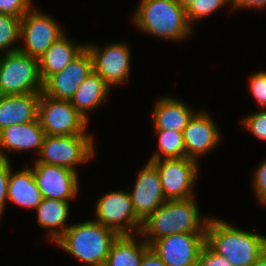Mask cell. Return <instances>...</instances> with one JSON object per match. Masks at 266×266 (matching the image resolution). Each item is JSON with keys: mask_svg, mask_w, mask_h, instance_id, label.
I'll return each instance as SVG.
<instances>
[{"mask_svg": "<svg viewBox=\"0 0 266 266\" xmlns=\"http://www.w3.org/2000/svg\"><path fill=\"white\" fill-rule=\"evenodd\" d=\"M194 197L167 200L144 221L140 235L151 244L154 240L179 233H205L209 218L199 216Z\"/></svg>", "mask_w": 266, "mask_h": 266, "instance_id": "obj_1", "label": "cell"}, {"mask_svg": "<svg viewBox=\"0 0 266 266\" xmlns=\"http://www.w3.org/2000/svg\"><path fill=\"white\" fill-rule=\"evenodd\" d=\"M205 243L233 266H251L266 250V237L238 229L227 222L209 218Z\"/></svg>", "mask_w": 266, "mask_h": 266, "instance_id": "obj_2", "label": "cell"}, {"mask_svg": "<svg viewBox=\"0 0 266 266\" xmlns=\"http://www.w3.org/2000/svg\"><path fill=\"white\" fill-rule=\"evenodd\" d=\"M132 20L142 32L169 40H182L191 33L186 9L177 0H140Z\"/></svg>", "mask_w": 266, "mask_h": 266, "instance_id": "obj_3", "label": "cell"}, {"mask_svg": "<svg viewBox=\"0 0 266 266\" xmlns=\"http://www.w3.org/2000/svg\"><path fill=\"white\" fill-rule=\"evenodd\" d=\"M118 236L114 230L89 220L70 225L56 243L88 266H104Z\"/></svg>", "mask_w": 266, "mask_h": 266, "instance_id": "obj_4", "label": "cell"}, {"mask_svg": "<svg viewBox=\"0 0 266 266\" xmlns=\"http://www.w3.org/2000/svg\"><path fill=\"white\" fill-rule=\"evenodd\" d=\"M42 89L38 58L19 50L0 55V95L37 94Z\"/></svg>", "mask_w": 266, "mask_h": 266, "instance_id": "obj_5", "label": "cell"}, {"mask_svg": "<svg viewBox=\"0 0 266 266\" xmlns=\"http://www.w3.org/2000/svg\"><path fill=\"white\" fill-rule=\"evenodd\" d=\"M91 134L65 136L45 135L35 163L57 165L76 171V165L83 164L94 156V142Z\"/></svg>", "mask_w": 266, "mask_h": 266, "instance_id": "obj_6", "label": "cell"}, {"mask_svg": "<svg viewBox=\"0 0 266 266\" xmlns=\"http://www.w3.org/2000/svg\"><path fill=\"white\" fill-rule=\"evenodd\" d=\"M45 135L86 134L88 121L73 107L69 100L56 99L41 92L38 115Z\"/></svg>", "mask_w": 266, "mask_h": 266, "instance_id": "obj_7", "label": "cell"}, {"mask_svg": "<svg viewBox=\"0 0 266 266\" xmlns=\"http://www.w3.org/2000/svg\"><path fill=\"white\" fill-rule=\"evenodd\" d=\"M95 221L118 235H139L142 221L136 216L129 192L113 191L100 197L96 204Z\"/></svg>", "mask_w": 266, "mask_h": 266, "instance_id": "obj_8", "label": "cell"}, {"mask_svg": "<svg viewBox=\"0 0 266 266\" xmlns=\"http://www.w3.org/2000/svg\"><path fill=\"white\" fill-rule=\"evenodd\" d=\"M63 35L62 28L53 18L31 8L21 18L20 39L24 40L25 46H19L18 50L40 59L48 48Z\"/></svg>", "mask_w": 266, "mask_h": 266, "instance_id": "obj_9", "label": "cell"}, {"mask_svg": "<svg viewBox=\"0 0 266 266\" xmlns=\"http://www.w3.org/2000/svg\"><path fill=\"white\" fill-rule=\"evenodd\" d=\"M149 161L157 168L166 200L194 197L192 188L198 173L196 160L184 157Z\"/></svg>", "mask_w": 266, "mask_h": 266, "instance_id": "obj_10", "label": "cell"}, {"mask_svg": "<svg viewBox=\"0 0 266 266\" xmlns=\"http://www.w3.org/2000/svg\"><path fill=\"white\" fill-rule=\"evenodd\" d=\"M205 233H179L154 240L150 249L166 266H197Z\"/></svg>", "mask_w": 266, "mask_h": 266, "instance_id": "obj_11", "label": "cell"}, {"mask_svg": "<svg viewBox=\"0 0 266 266\" xmlns=\"http://www.w3.org/2000/svg\"><path fill=\"white\" fill-rule=\"evenodd\" d=\"M93 60V69L110 87L128 81L130 49L125 43H113L101 50L94 44L86 45Z\"/></svg>", "mask_w": 266, "mask_h": 266, "instance_id": "obj_12", "label": "cell"}, {"mask_svg": "<svg viewBox=\"0 0 266 266\" xmlns=\"http://www.w3.org/2000/svg\"><path fill=\"white\" fill-rule=\"evenodd\" d=\"M93 71L92 56L85 48L65 69L43 81L42 93L56 99L70 100Z\"/></svg>", "mask_w": 266, "mask_h": 266, "instance_id": "obj_13", "label": "cell"}, {"mask_svg": "<svg viewBox=\"0 0 266 266\" xmlns=\"http://www.w3.org/2000/svg\"><path fill=\"white\" fill-rule=\"evenodd\" d=\"M32 173L43 198L68 201L77 196V171L57 165L35 163Z\"/></svg>", "mask_w": 266, "mask_h": 266, "instance_id": "obj_14", "label": "cell"}, {"mask_svg": "<svg viewBox=\"0 0 266 266\" xmlns=\"http://www.w3.org/2000/svg\"><path fill=\"white\" fill-rule=\"evenodd\" d=\"M129 195L135 214L141 221L167 201L157 168L150 161L139 171L134 190Z\"/></svg>", "mask_w": 266, "mask_h": 266, "instance_id": "obj_15", "label": "cell"}, {"mask_svg": "<svg viewBox=\"0 0 266 266\" xmlns=\"http://www.w3.org/2000/svg\"><path fill=\"white\" fill-rule=\"evenodd\" d=\"M213 120L206 112L193 115L183 130V141L186 157L197 161L219 143L220 133Z\"/></svg>", "mask_w": 266, "mask_h": 266, "instance_id": "obj_16", "label": "cell"}, {"mask_svg": "<svg viewBox=\"0 0 266 266\" xmlns=\"http://www.w3.org/2000/svg\"><path fill=\"white\" fill-rule=\"evenodd\" d=\"M44 137L45 132L38 118L25 124L5 127L0 131V159L9 160L2 149L17 152L35 148L39 154Z\"/></svg>", "mask_w": 266, "mask_h": 266, "instance_id": "obj_17", "label": "cell"}, {"mask_svg": "<svg viewBox=\"0 0 266 266\" xmlns=\"http://www.w3.org/2000/svg\"><path fill=\"white\" fill-rule=\"evenodd\" d=\"M41 93L0 95V131L37 119Z\"/></svg>", "mask_w": 266, "mask_h": 266, "instance_id": "obj_18", "label": "cell"}, {"mask_svg": "<svg viewBox=\"0 0 266 266\" xmlns=\"http://www.w3.org/2000/svg\"><path fill=\"white\" fill-rule=\"evenodd\" d=\"M194 114L181 100L172 97L161 98L153 111L154 128L183 132Z\"/></svg>", "mask_w": 266, "mask_h": 266, "instance_id": "obj_19", "label": "cell"}, {"mask_svg": "<svg viewBox=\"0 0 266 266\" xmlns=\"http://www.w3.org/2000/svg\"><path fill=\"white\" fill-rule=\"evenodd\" d=\"M85 48V44L71 43L64 34L39 59L42 80L65 69Z\"/></svg>", "mask_w": 266, "mask_h": 266, "instance_id": "obj_20", "label": "cell"}, {"mask_svg": "<svg viewBox=\"0 0 266 266\" xmlns=\"http://www.w3.org/2000/svg\"><path fill=\"white\" fill-rule=\"evenodd\" d=\"M8 183V200L22 207L36 209L42 202V194L36 185L32 168L11 173Z\"/></svg>", "mask_w": 266, "mask_h": 266, "instance_id": "obj_21", "label": "cell"}, {"mask_svg": "<svg viewBox=\"0 0 266 266\" xmlns=\"http://www.w3.org/2000/svg\"><path fill=\"white\" fill-rule=\"evenodd\" d=\"M110 86L93 71L69 100L73 107L88 121L87 111L105 101Z\"/></svg>", "mask_w": 266, "mask_h": 266, "instance_id": "obj_22", "label": "cell"}, {"mask_svg": "<svg viewBox=\"0 0 266 266\" xmlns=\"http://www.w3.org/2000/svg\"><path fill=\"white\" fill-rule=\"evenodd\" d=\"M35 210L38 224L48 229V238L56 242L69 227L65 224L69 214L68 201L43 198Z\"/></svg>", "mask_w": 266, "mask_h": 266, "instance_id": "obj_23", "label": "cell"}, {"mask_svg": "<svg viewBox=\"0 0 266 266\" xmlns=\"http://www.w3.org/2000/svg\"><path fill=\"white\" fill-rule=\"evenodd\" d=\"M138 243L134 235H119L110 247L104 266H140L150 245L144 240Z\"/></svg>", "mask_w": 266, "mask_h": 266, "instance_id": "obj_24", "label": "cell"}, {"mask_svg": "<svg viewBox=\"0 0 266 266\" xmlns=\"http://www.w3.org/2000/svg\"><path fill=\"white\" fill-rule=\"evenodd\" d=\"M155 132L159 140V152L162 153L155 152L149 160L180 159L186 157L183 132L172 130H155Z\"/></svg>", "mask_w": 266, "mask_h": 266, "instance_id": "obj_25", "label": "cell"}, {"mask_svg": "<svg viewBox=\"0 0 266 266\" xmlns=\"http://www.w3.org/2000/svg\"><path fill=\"white\" fill-rule=\"evenodd\" d=\"M21 17L0 13V51L4 53L14 52L19 47L13 46L17 39L20 38Z\"/></svg>", "mask_w": 266, "mask_h": 266, "instance_id": "obj_26", "label": "cell"}, {"mask_svg": "<svg viewBox=\"0 0 266 266\" xmlns=\"http://www.w3.org/2000/svg\"><path fill=\"white\" fill-rule=\"evenodd\" d=\"M229 3L231 4V0H195L188 8H186L187 20L191 26V22H194L197 19H202L217 11L222 6L230 5Z\"/></svg>", "mask_w": 266, "mask_h": 266, "instance_id": "obj_27", "label": "cell"}, {"mask_svg": "<svg viewBox=\"0 0 266 266\" xmlns=\"http://www.w3.org/2000/svg\"><path fill=\"white\" fill-rule=\"evenodd\" d=\"M244 126L259 139L266 140V109L253 113L242 120Z\"/></svg>", "mask_w": 266, "mask_h": 266, "instance_id": "obj_28", "label": "cell"}, {"mask_svg": "<svg viewBox=\"0 0 266 266\" xmlns=\"http://www.w3.org/2000/svg\"><path fill=\"white\" fill-rule=\"evenodd\" d=\"M250 92L255 101L266 109V71L255 73L250 77Z\"/></svg>", "mask_w": 266, "mask_h": 266, "instance_id": "obj_29", "label": "cell"}, {"mask_svg": "<svg viewBox=\"0 0 266 266\" xmlns=\"http://www.w3.org/2000/svg\"><path fill=\"white\" fill-rule=\"evenodd\" d=\"M32 5L31 0H0V13L22 18Z\"/></svg>", "mask_w": 266, "mask_h": 266, "instance_id": "obj_30", "label": "cell"}, {"mask_svg": "<svg viewBox=\"0 0 266 266\" xmlns=\"http://www.w3.org/2000/svg\"><path fill=\"white\" fill-rule=\"evenodd\" d=\"M197 266H233L224 256L214 252L206 243L200 251Z\"/></svg>", "mask_w": 266, "mask_h": 266, "instance_id": "obj_31", "label": "cell"}, {"mask_svg": "<svg viewBox=\"0 0 266 266\" xmlns=\"http://www.w3.org/2000/svg\"><path fill=\"white\" fill-rule=\"evenodd\" d=\"M10 171V161L7 159H0V216L4 211V205L6 200L8 199V183Z\"/></svg>", "mask_w": 266, "mask_h": 266, "instance_id": "obj_32", "label": "cell"}, {"mask_svg": "<svg viewBox=\"0 0 266 266\" xmlns=\"http://www.w3.org/2000/svg\"><path fill=\"white\" fill-rule=\"evenodd\" d=\"M253 176L255 193L260 203L266 205V160L257 168Z\"/></svg>", "mask_w": 266, "mask_h": 266, "instance_id": "obj_33", "label": "cell"}, {"mask_svg": "<svg viewBox=\"0 0 266 266\" xmlns=\"http://www.w3.org/2000/svg\"><path fill=\"white\" fill-rule=\"evenodd\" d=\"M231 6L238 8H265L266 0H231Z\"/></svg>", "mask_w": 266, "mask_h": 266, "instance_id": "obj_34", "label": "cell"}, {"mask_svg": "<svg viewBox=\"0 0 266 266\" xmlns=\"http://www.w3.org/2000/svg\"><path fill=\"white\" fill-rule=\"evenodd\" d=\"M140 266H166L149 248L143 255Z\"/></svg>", "mask_w": 266, "mask_h": 266, "instance_id": "obj_35", "label": "cell"}, {"mask_svg": "<svg viewBox=\"0 0 266 266\" xmlns=\"http://www.w3.org/2000/svg\"><path fill=\"white\" fill-rule=\"evenodd\" d=\"M251 266H266V250L257 258Z\"/></svg>", "mask_w": 266, "mask_h": 266, "instance_id": "obj_36", "label": "cell"}, {"mask_svg": "<svg viewBox=\"0 0 266 266\" xmlns=\"http://www.w3.org/2000/svg\"><path fill=\"white\" fill-rule=\"evenodd\" d=\"M195 0H177V2L183 7L188 8Z\"/></svg>", "mask_w": 266, "mask_h": 266, "instance_id": "obj_37", "label": "cell"}]
</instances>
